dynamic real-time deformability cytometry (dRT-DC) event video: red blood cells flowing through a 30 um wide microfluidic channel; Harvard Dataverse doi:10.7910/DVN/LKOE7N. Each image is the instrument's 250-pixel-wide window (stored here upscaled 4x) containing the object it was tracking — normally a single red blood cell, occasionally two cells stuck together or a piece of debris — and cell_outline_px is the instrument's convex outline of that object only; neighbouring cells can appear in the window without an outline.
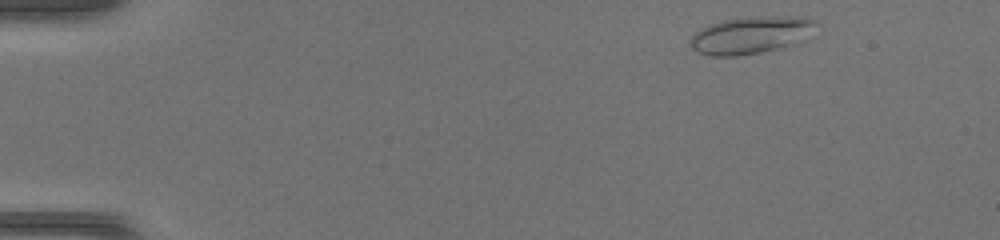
{"species": "common noctule bat (a hibernating species)", "species_latin": "Nyctalus noctula", "temperature_condition": "warm", "stored_images_in_passage": 44, "camera_frame_rate_fps": 3000, "um_per_image_px": 0.085, "animal": {"sex": "female", "body_mass_g": 17.0, "forearm_length_mm": 48.0}, "frame": {"image": 1, "passage_image": 3, "time_ms": 0.667, "image_size_px": [1000, 240], "cell_outline_px": [[816, 24], [804, 40], [776, 48], [760, 52], [736, 56], [708, 56], [696, 52], [688, 44], [688, 40], [700, 28], [708, 24], [724, 20], [748, 16], [804, 16], [816, 20]], "centroid_in_image_um": [63.76, 2.96], "position_along_channel_um": 21.2, "area_um2": 27.46}}
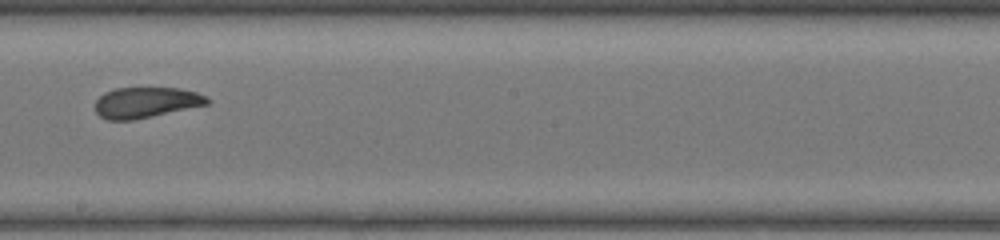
{"frame": {"image": 2, "passage_image": 25, "time_ms": 8.0, "image_size_px": [1000, 240], "cell_outline_px": [[212, 100], [208, 104], [152, 116], [132, 120], [108, 120], [100, 116], [96, 112], [96, 100], [104, 92], [116, 88], [180, 88], [196, 92], [208, 96]], "centroid_in_image_um": [12.43, 8.7], "position_along_channel_um": 235.8, "area_um2": 20.0}}
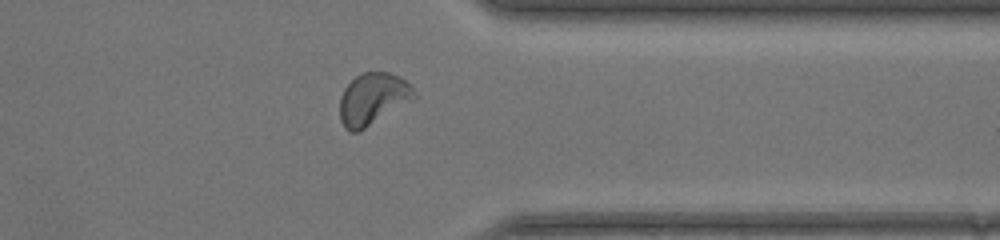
{"frame": {"image": 3, "passage_image": 35, "time_ms": 11.333, "image_size_px": [1000, 240], "cell_outline_px": [[416, 96], [412, 100], [360, 132], [348, 132], [344, 128], [340, 120], [340, 96], [344, 88], [360, 72], [388, 72], [404, 80], [416, 92]], "centroid_in_image_um": [31.65, 8.43], "position_along_channel_um": 379.8, "area_um2": 22.48}}